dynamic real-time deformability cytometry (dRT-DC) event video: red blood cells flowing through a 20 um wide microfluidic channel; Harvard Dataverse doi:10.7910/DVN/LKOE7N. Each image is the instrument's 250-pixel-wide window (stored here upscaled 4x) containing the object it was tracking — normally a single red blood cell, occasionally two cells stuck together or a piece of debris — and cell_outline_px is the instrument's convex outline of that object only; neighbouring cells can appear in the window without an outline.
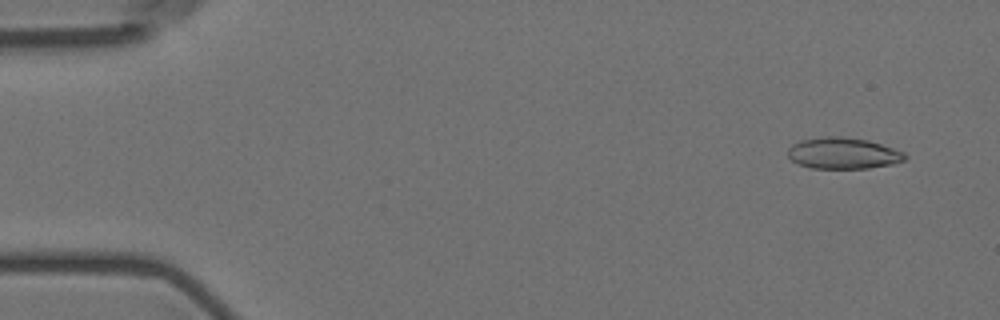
{"species": "Egyptian fruit bat (a non-hibernating species)", "species_latin": "Rousettus aegyptiacus", "temperature_condition": "room temperature", "stored_images_in_passage": 6, "camera_frame_rate_fps": 3000, "um_per_image_px": 0.085, "animal": {"sex": "female"}, "frame": {"image": 1, "passage_image": 1, "time_ms": 0.0, "image_size_px": [1000, 320], "cell_outline_px": [[908, 156], [904, 160], [892, 164], [868, 168], [812, 168], [800, 164], [792, 160], [788, 156], [788, 148], [792, 144], [800, 140], [828, 136], [840, 136], [868, 140], [904, 152]], "centroid_in_image_um": [71.66, 13.02], "position_along_channel_um": 13.3, "area_um2": 21.21}}
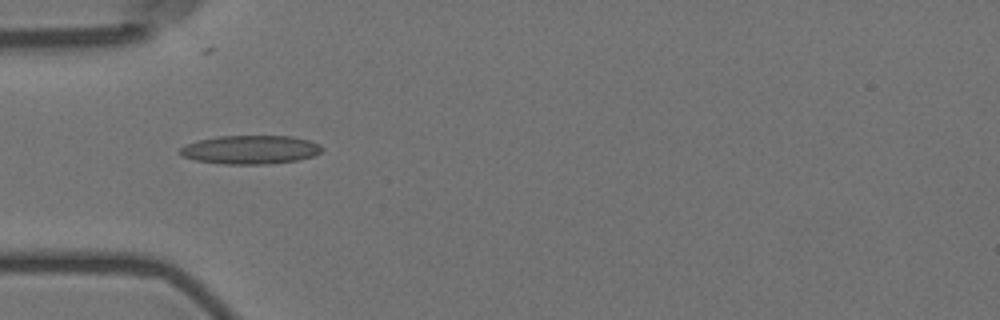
{"frame": {"image": 2, "passage_image": 5, "time_ms": 4.667, "image_size_px": [1000, 320], "cell_outline_px": [[324, 148], [320, 152], [312, 156], [296, 160], [268, 164], [224, 164], [196, 160], [180, 156], [176, 152], [180, 148], [188, 144], [200, 140], [220, 136], [292, 136], [308, 140], [320, 144]], "centroid_in_image_um": [21.27, 12.72], "position_along_channel_um": 63.7, "area_um2": 23.64}}
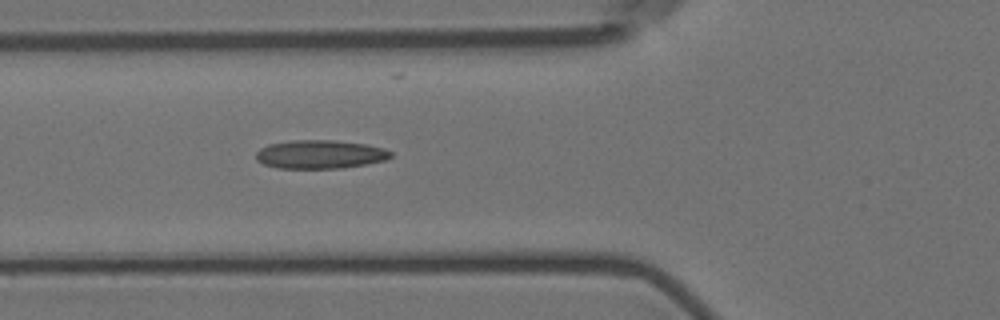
{"frame": {"image": 3, "passage_image": 6, "time_ms": 5.667, "image_size_px": [1000, 320], "cell_outline_px": [[392, 156], [384, 160], [344, 168], [276, 168], [264, 164], [256, 160], [256, 152], [260, 148], [268, 144], [292, 140], [332, 140], [364, 144], [384, 148], [392, 152]], "centroid_in_image_um": [27.17, 13.12], "position_along_channel_um": 98.6, "area_um2": 22.37}}